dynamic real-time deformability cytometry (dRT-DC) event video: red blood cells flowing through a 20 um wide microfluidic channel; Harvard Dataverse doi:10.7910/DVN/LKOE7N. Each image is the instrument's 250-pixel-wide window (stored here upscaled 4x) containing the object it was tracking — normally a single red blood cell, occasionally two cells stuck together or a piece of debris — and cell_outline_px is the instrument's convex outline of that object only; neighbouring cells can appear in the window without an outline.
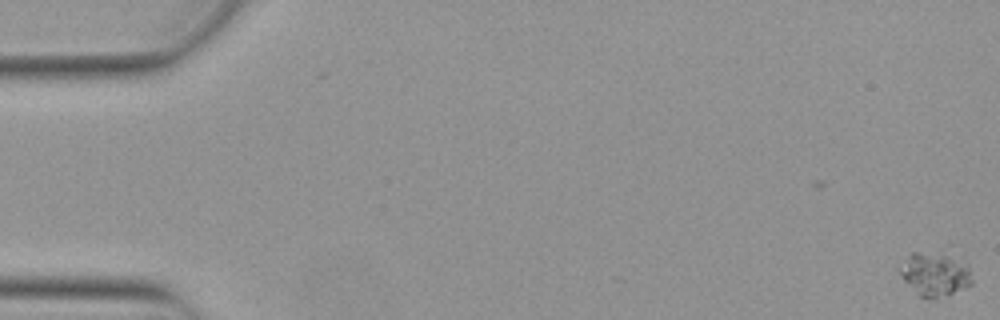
{"species": "Egyptian fruit bat (a non-hibernating species)", "species_latin": "Rousettus aegyptiacus", "temperature_condition": "warm", "stored_images_in_passage": 18, "camera_frame_rate_fps": 3000, "um_per_image_px": 0.085, "animal": {"sex": "female"}, "frame": {"image": 1, "passage_image": 1, "time_ms": 0.0, "image_size_px": [1000, 320], "cell_outline_px": [[972, 284], [964, 288], [936, 300], [920, 296], [900, 276], [900, 272], [912, 252], [916, 252], [960, 256], [968, 264], [972, 280]], "centroid_in_image_um": [79.56, 23.32], "position_along_channel_um": 5.4, "area_um2": 18.15}}
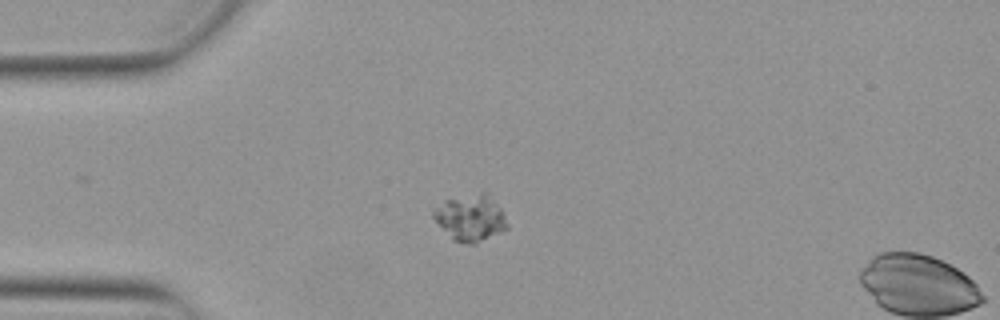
{"frame": {"image": 2, "passage_image": 15, "time_ms": 4.667, "image_size_px": [1000, 320], "cell_outline_px": [[508, 228], [476, 244], [472, 244], [452, 240], [432, 216], [432, 212], [444, 200], [480, 192], [484, 192], [504, 212], [508, 224]], "centroid_in_image_um": [40.0, 18.53], "position_along_channel_um": 45.0, "area_um2": 19.65}}